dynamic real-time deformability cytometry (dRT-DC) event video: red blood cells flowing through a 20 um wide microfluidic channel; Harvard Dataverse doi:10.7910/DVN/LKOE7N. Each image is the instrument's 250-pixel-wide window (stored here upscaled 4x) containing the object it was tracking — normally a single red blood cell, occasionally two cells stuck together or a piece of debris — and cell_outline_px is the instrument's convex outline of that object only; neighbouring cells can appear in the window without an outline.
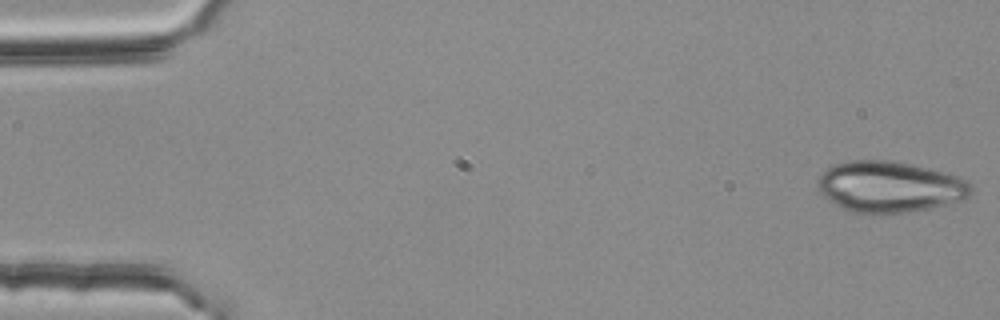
{"species": "common noctule bat (a hibernating species)", "species_latin": "Nyctalus noctula", "temperature_condition": "room temperature", "stored_images_in_passage": 53, "camera_frame_rate_fps": 3000, "um_per_image_px": 0.085, "animal": {"sex": "female", "body_mass_g": 25.1}, "frame": {"image": 1, "passage_image": 1, "time_ms": 0.0, "image_size_px": [1000, 320], "cell_outline_px": [[972, 192], [968, 196], [960, 200], [948, 204], [932, 208], [884, 216], [880, 216], [852, 212], [828, 200], [820, 192], [816, 184], [820, 176], [832, 164], [848, 160], [888, 160], [948, 172], [964, 180], [972, 188]], "centroid_in_image_um": [75.59, 15.9], "position_along_channel_um": 9.4, "area_um2": 46.07}}
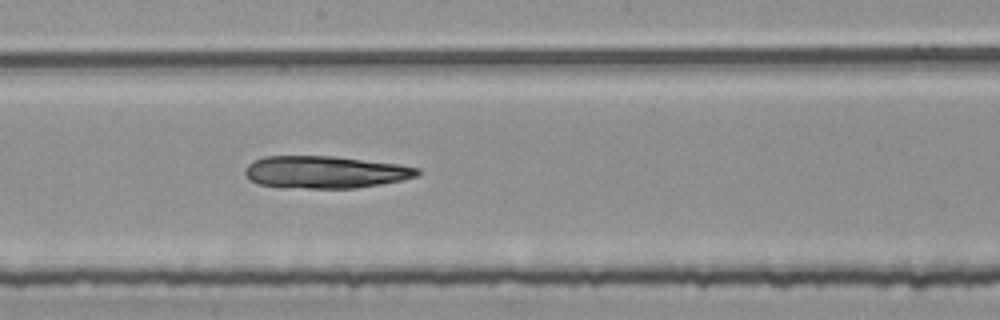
{"frame": {"image": 2, "passage_image": 29, "time_ms": 9.333, "image_size_px": [1000, 320], "cell_outline_px": [[420, 172], [416, 176], [400, 180], [380, 184], [356, 188], [308, 188], [260, 184], [248, 180], [244, 172], [244, 168], [252, 160], [264, 156], [336, 156], [396, 164], [420, 168]], "centroid_in_image_um": [27.6, 14.61], "position_along_channel_um": 220.6, "area_um2": 32.25}}
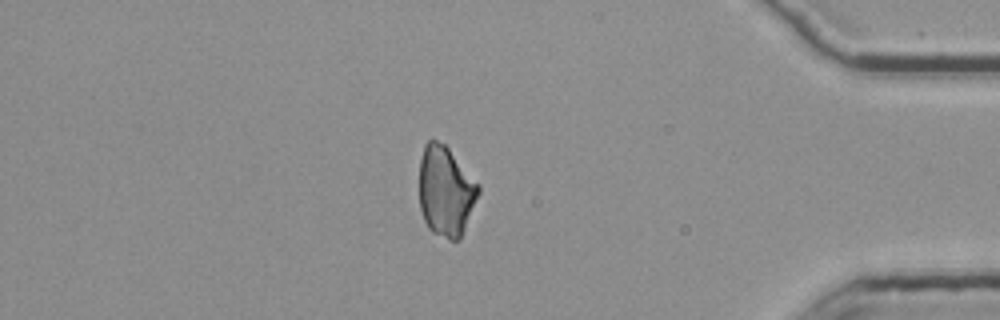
{"frame": {"image": 3, "passage_image": 46, "time_ms": 15.0, "image_size_px": [1000, 320], "cell_outline_px": [[480, 192], [460, 240], [448, 240], [432, 232], [428, 228], [424, 220], [420, 208], [420, 160], [424, 144], [432, 136], [444, 144], [448, 148], [480, 184]], "centroid_in_image_um": [37.89, 16.24], "position_along_channel_um": 397.3, "area_um2": 31.39}}